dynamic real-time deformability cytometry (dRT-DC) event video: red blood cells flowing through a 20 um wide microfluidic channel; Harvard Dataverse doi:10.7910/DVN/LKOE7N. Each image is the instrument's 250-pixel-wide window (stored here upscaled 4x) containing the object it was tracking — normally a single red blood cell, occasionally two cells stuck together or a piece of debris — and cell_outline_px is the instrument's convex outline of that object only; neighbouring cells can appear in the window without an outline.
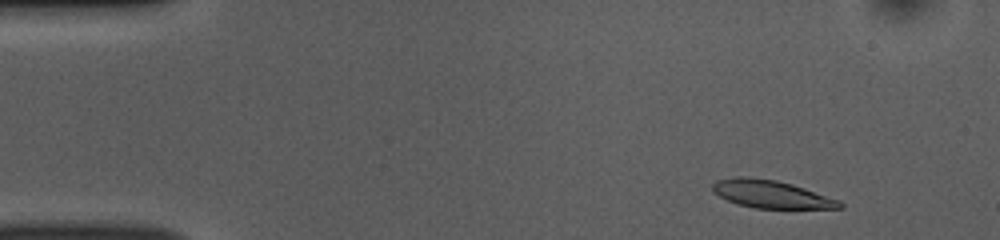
{"species": "common noctule bat (a hibernating species)", "species_latin": "Nyctalus noctula", "temperature_condition": "room temperature", "stored_images_in_passage": 49, "camera_frame_rate_fps": 3000, "um_per_image_px": 0.085, "animal": {"sex": "female", "body_mass_g": 10.0, "forearm_length_mm": 53.1}, "frame": {"image": 1, "passage_image": 3, "time_ms": 0.667, "image_size_px": [1000, 240], "cell_outline_px": [[844, 208], [752, 208], [736, 204], [712, 192], [712, 184], [716, 180], [736, 176], [748, 176], [776, 180], [792, 184], [840, 200], [844, 204]], "centroid_in_image_um": [65.52, 16.5], "position_along_channel_um": 19.5, "area_um2": 20.69}}
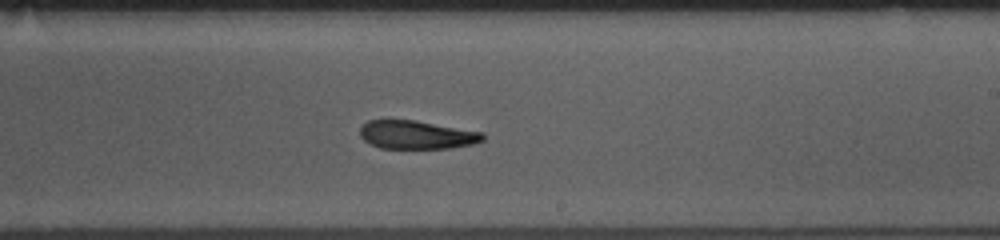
{"frame": {"image": 2, "passage_image": 28, "time_ms": 9.0, "image_size_px": [1000, 240], "cell_outline_px": [[484, 140], [472, 144], [452, 148], [380, 148], [368, 144], [360, 136], [360, 128], [368, 120], [388, 116], [416, 120], [484, 132]], "centroid_in_image_um": [35.35, 11.41], "position_along_channel_um": 253.7, "area_um2": 21.15}}
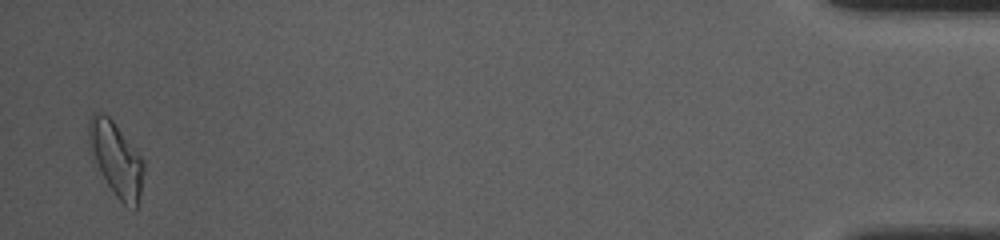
{"frame": {"image": 3, "passage_image": 48, "time_ms": 15.667, "image_size_px": [1000, 240], "cell_outline_px": [[144, 172], [140, 192], [136, 208], [124, 204], [116, 196], [100, 172], [88, 148], [88, 120], [92, 112], [104, 112], [112, 120], [144, 160]], "centroid_in_image_um": [9.84, 13.46], "position_along_channel_um": 425.4, "area_um2": 23.47}, "authors_computed_cell_mechanics": {"area_um2": 21.5594, "velocity_mm_per_s": 3.8523, "shape_relaxation_time_tau1_ms": 4.466, "shape_relaxation_time_tau2_ms": 7.188, "deformation_change_tau1": 0.1653, "deformation_change_tau2": 0.1402}}